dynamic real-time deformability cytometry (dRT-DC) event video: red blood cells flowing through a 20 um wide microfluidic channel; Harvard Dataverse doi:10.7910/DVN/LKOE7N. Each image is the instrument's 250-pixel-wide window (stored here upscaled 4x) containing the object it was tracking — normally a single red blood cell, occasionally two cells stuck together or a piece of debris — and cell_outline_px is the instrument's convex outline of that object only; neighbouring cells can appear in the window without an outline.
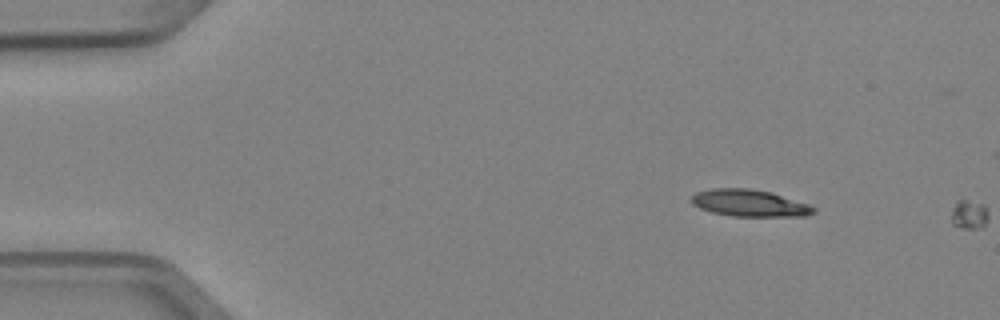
{"species": "Egyptian fruit bat (a non-hibernating species)", "species_latin": "Rousettus aegyptiacus", "temperature_condition": "cold", "stored_images_in_passage": 2, "camera_frame_rate_fps": 3000, "um_per_image_px": 0.085, "animal": {"sex": "female"}, "frame": {"image": 1, "passage_image": 1, "time_ms": 0.0, "image_size_px": [1000, 320], "cell_outline_px": [[816, 212], [808, 216], [732, 216], [712, 212], [700, 208], [692, 204], [692, 196], [696, 192], [712, 188], [748, 188], [772, 192], [808, 204], [816, 208]], "centroid_in_image_um": [63.73, 17.26], "position_along_channel_um": 21.3, "area_um2": 19.19}}